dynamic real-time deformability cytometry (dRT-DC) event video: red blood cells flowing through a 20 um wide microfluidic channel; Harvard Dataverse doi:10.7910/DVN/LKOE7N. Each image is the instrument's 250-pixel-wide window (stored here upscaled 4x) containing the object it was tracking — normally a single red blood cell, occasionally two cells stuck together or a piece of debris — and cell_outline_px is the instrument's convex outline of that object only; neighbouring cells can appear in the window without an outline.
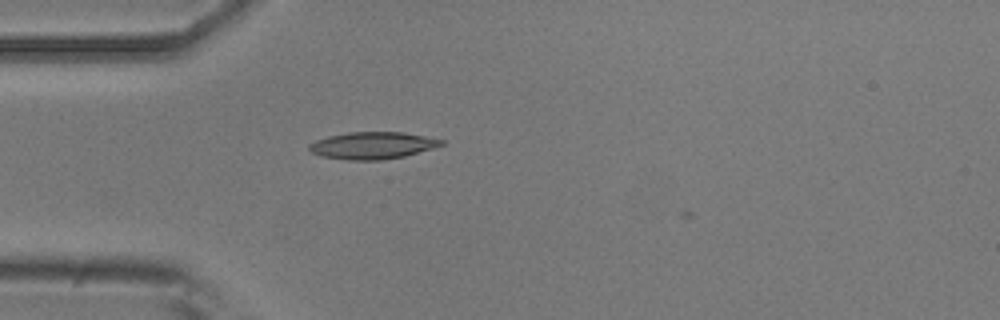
{"species": "common noctule bat (a hibernating species)", "species_latin": "Nyctalus noctula", "temperature_condition": "room temperature", "stored_images_in_passage": 19, "camera_frame_rate_fps": 3000, "um_per_image_px": 0.085, "animal": {"sex": "male", "body_mass_g": 20.5, "forearm_length_mm": 52.5}, "frame": {"image": 1, "passage_image": 3, "time_ms": 0.667, "image_size_px": [1000, 320], "cell_outline_px": [[444, 144], [432, 148], [404, 156], [380, 160], [348, 160], [320, 156], [312, 152], [308, 148], [308, 144], [316, 140], [328, 136], [348, 132], [404, 132], [444, 140]], "centroid_in_image_um": [31.63, 12.36], "position_along_channel_um": 53.4, "area_um2": 20.75}}
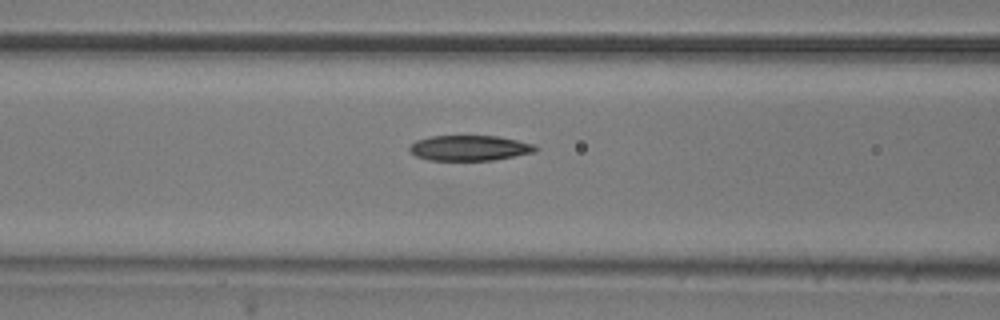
{"frame": {"image": 2, "passage_image": 9, "time_ms": 2.667, "image_size_px": [1000, 320], "cell_outline_px": [[540, 148], [536, 152], [492, 160], [428, 160], [416, 156], [408, 148], [416, 140], [432, 136], [500, 136], [532, 144]], "centroid_in_image_um": [39.93, 12.58], "position_along_channel_um": 126.7, "area_um2": 18.5}}
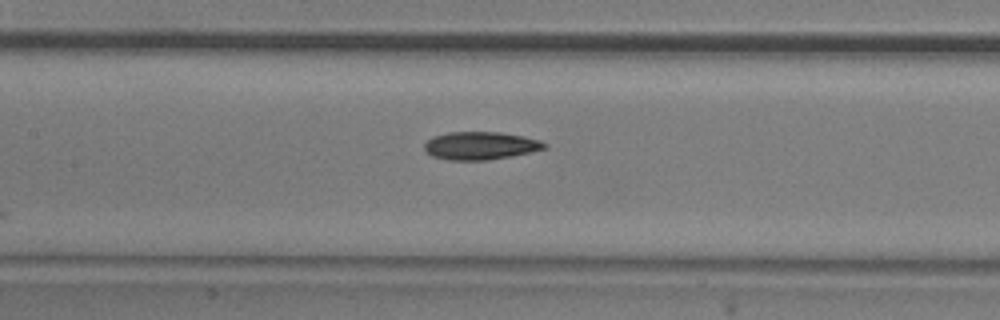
{"frame": {"image": 3, "passage_image": 12, "time_ms": 3.667, "image_size_px": [1000, 320], "cell_outline_px": [[548, 148], [512, 156], [488, 160], [448, 160], [432, 156], [424, 148], [424, 144], [432, 136], [448, 132], [500, 132], [524, 136], [540, 140], [548, 144]], "centroid_in_image_um": [40.86, 12.38], "position_along_channel_um": 166.5, "area_um2": 19.65}}